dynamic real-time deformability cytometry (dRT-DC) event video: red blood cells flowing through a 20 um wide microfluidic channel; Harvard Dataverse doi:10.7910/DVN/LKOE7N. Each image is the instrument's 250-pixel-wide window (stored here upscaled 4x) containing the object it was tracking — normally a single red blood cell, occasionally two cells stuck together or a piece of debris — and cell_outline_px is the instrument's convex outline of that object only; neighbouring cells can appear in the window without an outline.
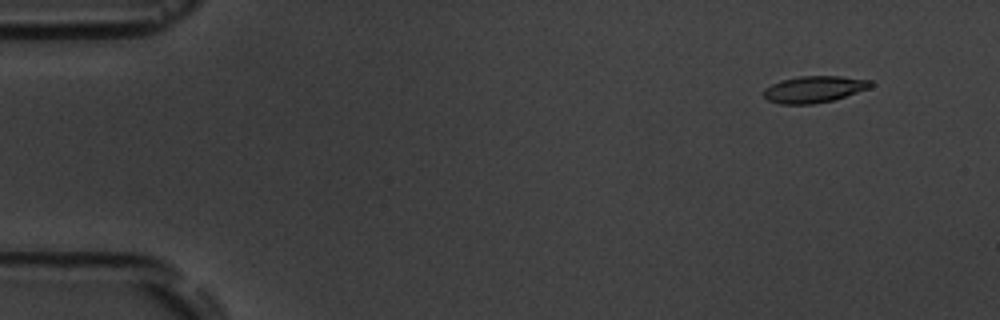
{"species": "common noctule bat (a hibernating species)", "species_latin": "Nyctalus noctula", "temperature_condition": "room temperature", "stored_images_in_passage": 5, "camera_frame_rate_fps": 3000, "um_per_image_px": 0.085, "animal": {"sex": "male", "body_mass_g": 19.5, "forearm_length_mm": 54.6}, "frame": {"image": 1, "passage_image": 2, "time_ms": 1.333, "image_size_px": [1000, 320], "cell_outline_px": [[872, 84], [868, 88], [832, 100], [812, 104], [780, 104], [768, 100], [764, 96], [764, 88], [780, 80], [800, 76], [840, 76], [872, 80]], "centroid_in_image_um": [69.16, 7.58], "position_along_channel_um": 15.8, "area_um2": 16.42}}
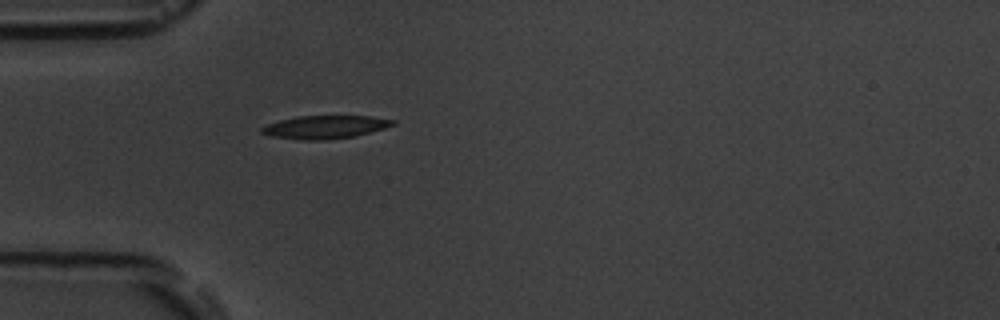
{"frame": {"image": 2, "passage_image": 5, "time_ms": 5.333, "image_size_px": [1000, 320], "cell_outline_px": [[396, 124], [384, 128], [356, 136], [328, 140], [304, 140], [272, 136], [260, 132], [260, 128], [268, 124], [280, 120], [300, 116], [372, 116], [396, 120]], "centroid_in_image_um": [27.66, 10.8], "position_along_channel_um": 57.3, "area_um2": 17.63}}